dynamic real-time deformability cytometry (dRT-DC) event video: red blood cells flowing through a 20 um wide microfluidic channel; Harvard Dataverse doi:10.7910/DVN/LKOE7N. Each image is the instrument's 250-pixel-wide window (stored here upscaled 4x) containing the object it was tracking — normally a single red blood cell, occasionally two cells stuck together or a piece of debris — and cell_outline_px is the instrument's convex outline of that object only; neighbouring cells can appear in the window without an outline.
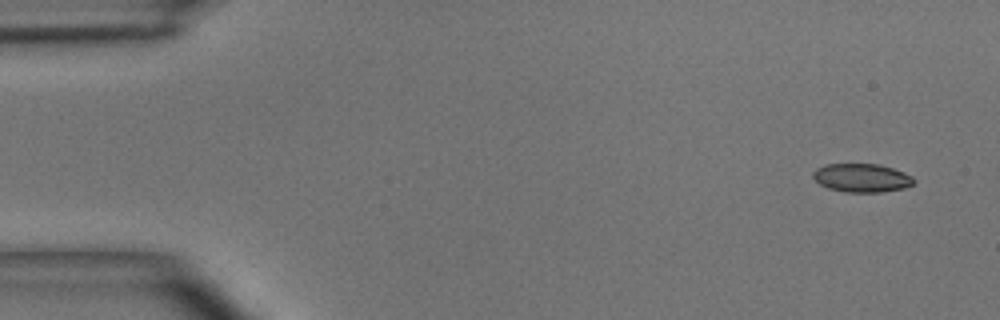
{"species": "common noctule bat (a hibernating species)", "species_latin": "Nyctalus noctula", "temperature_condition": "room temperature", "stored_images_in_passage": 4, "camera_frame_rate_fps": 3000, "um_per_image_px": 0.085, "animal": {"sex": "male", "body_mass_g": 15.6}, "frame": {"image": 1, "passage_image": 1, "time_ms": 0.0, "image_size_px": [1000, 320], "cell_outline_px": [[916, 180], [912, 184], [904, 188], [880, 192], [844, 192], [828, 188], [820, 184], [812, 176], [812, 172], [816, 168], [824, 164], [876, 164], [892, 168], [904, 172], [912, 176]], "centroid_in_image_um": [73.23, 15.12], "position_along_channel_um": 11.8, "area_um2": 16.76}}
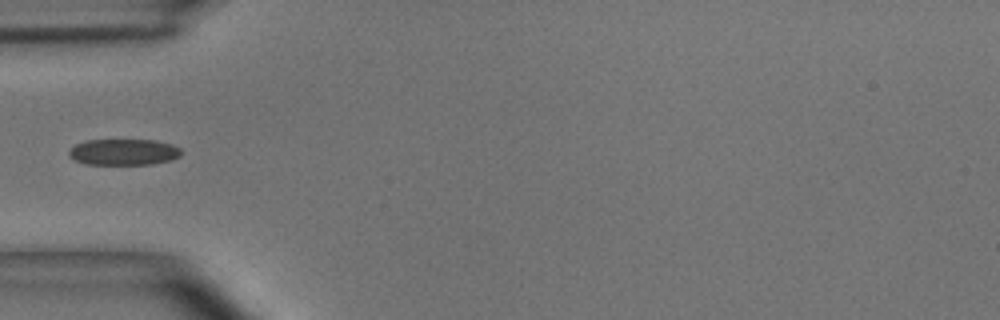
{"frame": {"image": 2, "passage_image": 4, "time_ms": 1.0, "image_size_px": [1000, 320], "cell_outline_px": [[180, 156], [172, 160], [152, 164], [84, 164], [68, 156], [68, 152], [76, 144], [84, 140], [156, 140], [172, 144], [180, 148]], "centroid_in_image_um": [10.51, 12.92], "position_along_channel_um": 74.5, "area_um2": 17.17}}